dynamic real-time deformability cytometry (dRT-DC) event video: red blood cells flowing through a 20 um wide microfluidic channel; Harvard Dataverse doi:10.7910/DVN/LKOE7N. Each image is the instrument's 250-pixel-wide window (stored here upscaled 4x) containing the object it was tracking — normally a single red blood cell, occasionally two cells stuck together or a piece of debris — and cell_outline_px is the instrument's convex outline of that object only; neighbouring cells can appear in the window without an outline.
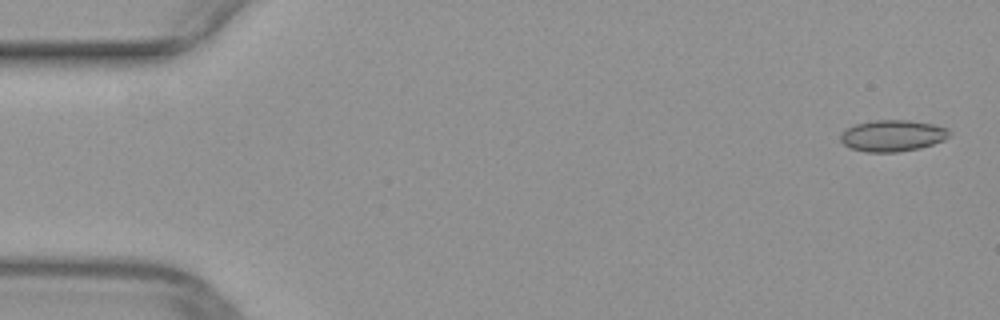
{"species": "common noctule bat (a hibernating species)", "species_latin": "Nyctalus noctula", "temperature_condition": "warm", "stored_images_in_passage": 51, "camera_frame_rate_fps": 3000, "um_per_image_px": 0.085, "animal": {"sex": "female", "body_mass_g": 29.2, "forearm_length_mm": 56.3}, "frame": {"image": 1, "passage_image": 2, "time_ms": 0.333, "image_size_px": [1000, 320], "cell_outline_px": [[952, 132], [944, 140], [920, 148], [896, 152], [868, 152], [852, 148], [844, 144], [840, 140], [840, 136], [852, 124], [872, 120], [908, 120], [932, 124], [948, 128]], "centroid_in_image_um": [75.88, 11.52], "position_along_channel_um": 9.1, "area_um2": 19.88}}
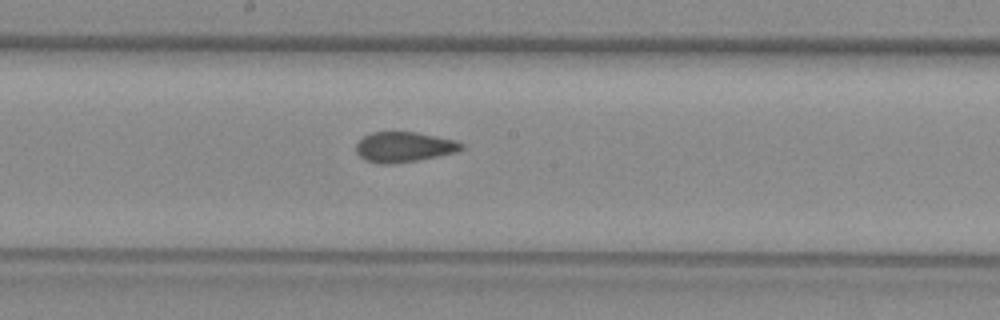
{"frame": {"image": 2, "passage_image": 27, "time_ms": 8.667, "image_size_px": [1000, 320], "cell_outline_px": [[464, 148], [456, 152], [416, 160], [392, 164], [380, 164], [364, 160], [356, 152], [356, 144], [364, 136], [372, 132], [416, 132], [456, 140], [464, 144]], "centroid_in_image_um": [34.33, 12.49], "position_along_channel_um": 213.9, "area_um2": 18.5}}
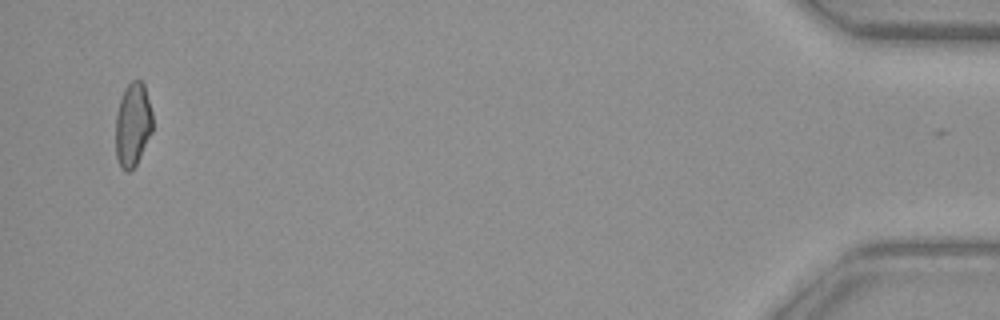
{"frame": {"image": 3, "passage_image": 49, "time_ms": 16.0, "image_size_px": [1000, 320], "cell_outline_px": [[152, 132], [136, 164], [128, 172], [120, 168], [116, 156], [116, 116], [120, 100], [124, 88], [132, 80], [140, 80], [144, 84], [152, 112]], "centroid_in_image_um": [11.28, 10.59], "position_along_channel_um": 423.9, "area_um2": 17.98}}